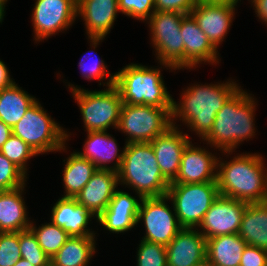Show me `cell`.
Returning a JSON list of instances; mask_svg holds the SVG:
<instances>
[{
    "label": "cell",
    "instance_id": "83f0119b",
    "mask_svg": "<svg viewBox=\"0 0 267 266\" xmlns=\"http://www.w3.org/2000/svg\"><path fill=\"white\" fill-rule=\"evenodd\" d=\"M96 170V166L90 160L76 152L71 154L67 159L63 174L66 189L64 198H76Z\"/></svg>",
    "mask_w": 267,
    "mask_h": 266
},
{
    "label": "cell",
    "instance_id": "f546056e",
    "mask_svg": "<svg viewBox=\"0 0 267 266\" xmlns=\"http://www.w3.org/2000/svg\"><path fill=\"white\" fill-rule=\"evenodd\" d=\"M37 238V241L42 250L52 259L59 249L70 238L67 232L62 228L54 225L52 222L42 225L38 230L30 225L29 228Z\"/></svg>",
    "mask_w": 267,
    "mask_h": 266
},
{
    "label": "cell",
    "instance_id": "bcb514c9",
    "mask_svg": "<svg viewBox=\"0 0 267 266\" xmlns=\"http://www.w3.org/2000/svg\"><path fill=\"white\" fill-rule=\"evenodd\" d=\"M7 0H0V5H2L4 7V4Z\"/></svg>",
    "mask_w": 267,
    "mask_h": 266
},
{
    "label": "cell",
    "instance_id": "9c48e42d",
    "mask_svg": "<svg viewBox=\"0 0 267 266\" xmlns=\"http://www.w3.org/2000/svg\"><path fill=\"white\" fill-rule=\"evenodd\" d=\"M172 108L123 103L118 128L129 134L127 143H146L163 134L171 122Z\"/></svg>",
    "mask_w": 267,
    "mask_h": 266
},
{
    "label": "cell",
    "instance_id": "f35d334b",
    "mask_svg": "<svg viewBox=\"0 0 267 266\" xmlns=\"http://www.w3.org/2000/svg\"><path fill=\"white\" fill-rule=\"evenodd\" d=\"M92 64H93L92 66L91 65L85 66L83 60L79 62V65L83 69V75L87 79L98 78L99 80H101L106 74V71H105L106 67L103 61L93 62Z\"/></svg>",
    "mask_w": 267,
    "mask_h": 266
},
{
    "label": "cell",
    "instance_id": "484cf974",
    "mask_svg": "<svg viewBox=\"0 0 267 266\" xmlns=\"http://www.w3.org/2000/svg\"><path fill=\"white\" fill-rule=\"evenodd\" d=\"M117 144L115 140L105 131H89L88 139L85 143L83 153H78L80 156L90 160L97 169H108L107 166L102 165L103 163L114 160L116 156L117 162L114 171H118L121 166L123 159V153L118 155Z\"/></svg>",
    "mask_w": 267,
    "mask_h": 266
},
{
    "label": "cell",
    "instance_id": "d6986e66",
    "mask_svg": "<svg viewBox=\"0 0 267 266\" xmlns=\"http://www.w3.org/2000/svg\"><path fill=\"white\" fill-rule=\"evenodd\" d=\"M118 10V0H77V13L83 15L95 46L111 29Z\"/></svg>",
    "mask_w": 267,
    "mask_h": 266
},
{
    "label": "cell",
    "instance_id": "74e56055",
    "mask_svg": "<svg viewBox=\"0 0 267 266\" xmlns=\"http://www.w3.org/2000/svg\"><path fill=\"white\" fill-rule=\"evenodd\" d=\"M240 266H267V250L247 245L243 250Z\"/></svg>",
    "mask_w": 267,
    "mask_h": 266
},
{
    "label": "cell",
    "instance_id": "7c38bea8",
    "mask_svg": "<svg viewBox=\"0 0 267 266\" xmlns=\"http://www.w3.org/2000/svg\"><path fill=\"white\" fill-rule=\"evenodd\" d=\"M247 202L219 195L204 215L200 227L206 240L239 233Z\"/></svg>",
    "mask_w": 267,
    "mask_h": 266
},
{
    "label": "cell",
    "instance_id": "603a6c76",
    "mask_svg": "<svg viewBox=\"0 0 267 266\" xmlns=\"http://www.w3.org/2000/svg\"><path fill=\"white\" fill-rule=\"evenodd\" d=\"M247 246L239 234L221 235L207 239L206 264L208 266H240Z\"/></svg>",
    "mask_w": 267,
    "mask_h": 266
},
{
    "label": "cell",
    "instance_id": "5b68a950",
    "mask_svg": "<svg viewBox=\"0 0 267 266\" xmlns=\"http://www.w3.org/2000/svg\"><path fill=\"white\" fill-rule=\"evenodd\" d=\"M115 87L123 103L172 108L173 99L164 86L159 70L132 64L115 74Z\"/></svg>",
    "mask_w": 267,
    "mask_h": 266
},
{
    "label": "cell",
    "instance_id": "5bb4252c",
    "mask_svg": "<svg viewBox=\"0 0 267 266\" xmlns=\"http://www.w3.org/2000/svg\"><path fill=\"white\" fill-rule=\"evenodd\" d=\"M235 5L229 2H205L199 0L189 13L215 48L227 34Z\"/></svg>",
    "mask_w": 267,
    "mask_h": 266
},
{
    "label": "cell",
    "instance_id": "6da1fadb",
    "mask_svg": "<svg viewBox=\"0 0 267 266\" xmlns=\"http://www.w3.org/2000/svg\"><path fill=\"white\" fill-rule=\"evenodd\" d=\"M219 166L221 171L216 173L219 195L247 203L267 201V173H263L262 157L241 155Z\"/></svg>",
    "mask_w": 267,
    "mask_h": 266
},
{
    "label": "cell",
    "instance_id": "e0dca14e",
    "mask_svg": "<svg viewBox=\"0 0 267 266\" xmlns=\"http://www.w3.org/2000/svg\"><path fill=\"white\" fill-rule=\"evenodd\" d=\"M176 130L173 125L163 134L151 141L159 168L163 176L171 183L177 176L181 157L185 147L190 143L187 135Z\"/></svg>",
    "mask_w": 267,
    "mask_h": 266
},
{
    "label": "cell",
    "instance_id": "836d02e7",
    "mask_svg": "<svg viewBox=\"0 0 267 266\" xmlns=\"http://www.w3.org/2000/svg\"><path fill=\"white\" fill-rule=\"evenodd\" d=\"M19 259V232H0V266H14Z\"/></svg>",
    "mask_w": 267,
    "mask_h": 266
},
{
    "label": "cell",
    "instance_id": "7402d4cb",
    "mask_svg": "<svg viewBox=\"0 0 267 266\" xmlns=\"http://www.w3.org/2000/svg\"><path fill=\"white\" fill-rule=\"evenodd\" d=\"M94 215L75 198L62 197L52 208V223L62 228L70 237H93L85 229Z\"/></svg>",
    "mask_w": 267,
    "mask_h": 266
},
{
    "label": "cell",
    "instance_id": "8992f818",
    "mask_svg": "<svg viewBox=\"0 0 267 266\" xmlns=\"http://www.w3.org/2000/svg\"><path fill=\"white\" fill-rule=\"evenodd\" d=\"M114 83L115 74L110 75L107 90L90 92L71 87L88 132L106 131L110 125L118 128L123 102Z\"/></svg>",
    "mask_w": 267,
    "mask_h": 266
},
{
    "label": "cell",
    "instance_id": "b9f144b4",
    "mask_svg": "<svg viewBox=\"0 0 267 266\" xmlns=\"http://www.w3.org/2000/svg\"><path fill=\"white\" fill-rule=\"evenodd\" d=\"M12 135V128L0 120V149Z\"/></svg>",
    "mask_w": 267,
    "mask_h": 266
},
{
    "label": "cell",
    "instance_id": "f1b7e54d",
    "mask_svg": "<svg viewBox=\"0 0 267 266\" xmlns=\"http://www.w3.org/2000/svg\"><path fill=\"white\" fill-rule=\"evenodd\" d=\"M93 237H70L51 259V266H86L95 252Z\"/></svg>",
    "mask_w": 267,
    "mask_h": 266
},
{
    "label": "cell",
    "instance_id": "ffe728a7",
    "mask_svg": "<svg viewBox=\"0 0 267 266\" xmlns=\"http://www.w3.org/2000/svg\"><path fill=\"white\" fill-rule=\"evenodd\" d=\"M140 203L126 192L115 191L107 208L97 218L112 232H124L137 224Z\"/></svg>",
    "mask_w": 267,
    "mask_h": 266
},
{
    "label": "cell",
    "instance_id": "60d3db41",
    "mask_svg": "<svg viewBox=\"0 0 267 266\" xmlns=\"http://www.w3.org/2000/svg\"><path fill=\"white\" fill-rule=\"evenodd\" d=\"M258 16L267 23V0H253Z\"/></svg>",
    "mask_w": 267,
    "mask_h": 266
},
{
    "label": "cell",
    "instance_id": "44dd1931",
    "mask_svg": "<svg viewBox=\"0 0 267 266\" xmlns=\"http://www.w3.org/2000/svg\"><path fill=\"white\" fill-rule=\"evenodd\" d=\"M184 42V66L192 67L200 61L215 62L216 48L200 29L195 19L187 14L180 26Z\"/></svg>",
    "mask_w": 267,
    "mask_h": 266
},
{
    "label": "cell",
    "instance_id": "4fadbf2b",
    "mask_svg": "<svg viewBox=\"0 0 267 266\" xmlns=\"http://www.w3.org/2000/svg\"><path fill=\"white\" fill-rule=\"evenodd\" d=\"M76 14L77 0H37L32 20L36 40L67 28Z\"/></svg>",
    "mask_w": 267,
    "mask_h": 266
},
{
    "label": "cell",
    "instance_id": "4dcf8cb0",
    "mask_svg": "<svg viewBox=\"0 0 267 266\" xmlns=\"http://www.w3.org/2000/svg\"><path fill=\"white\" fill-rule=\"evenodd\" d=\"M19 245L21 258L33 266H51L50 257L42 250L36 236L30 229L19 232Z\"/></svg>",
    "mask_w": 267,
    "mask_h": 266
},
{
    "label": "cell",
    "instance_id": "4316f807",
    "mask_svg": "<svg viewBox=\"0 0 267 266\" xmlns=\"http://www.w3.org/2000/svg\"><path fill=\"white\" fill-rule=\"evenodd\" d=\"M36 102L17 85L0 91V120L13 128Z\"/></svg>",
    "mask_w": 267,
    "mask_h": 266
},
{
    "label": "cell",
    "instance_id": "d6a6232c",
    "mask_svg": "<svg viewBox=\"0 0 267 266\" xmlns=\"http://www.w3.org/2000/svg\"><path fill=\"white\" fill-rule=\"evenodd\" d=\"M25 174L0 152V191L24 188Z\"/></svg>",
    "mask_w": 267,
    "mask_h": 266
},
{
    "label": "cell",
    "instance_id": "1f68e13d",
    "mask_svg": "<svg viewBox=\"0 0 267 266\" xmlns=\"http://www.w3.org/2000/svg\"><path fill=\"white\" fill-rule=\"evenodd\" d=\"M0 152L15 164L24 174L25 162L37 153L24 141L15 135H11L3 144Z\"/></svg>",
    "mask_w": 267,
    "mask_h": 266
},
{
    "label": "cell",
    "instance_id": "7a4b0ae2",
    "mask_svg": "<svg viewBox=\"0 0 267 266\" xmlns=\"http://www.w3.org/2000/svg\"><path fill=\"white\" fill-rule=\"evenodd\" d=\"M117 174L137 190L140 199L167 195L170 182L163 176L150 142L127 143Z\"/></svg>",
    "mask_w": 267,
    "mask_h": 266
},
{
    "label": "cell",
    "instance_id": "8fae6325",
    "mask_svg": "<svg viewBox=\"0 0 267 266\" xmlns=\"http://www.w3.org/2000/svg\"><path fill=\"white\" fill-rule=\"evenodd\" d=\"M168 196L141 198L137 223L143 218L146 227V236L143 240L167 246L183 229L175 219L164 200Z\"/></svg>",
    "mask_w": 267,
    "mask_h": 266
},
{
    "label": "cell",
    "instance_id": "52a82bcc",
    "mask_svg": "<svg viewBox=\"0 0 267 266\" xmlns=\"http://www.w3.org/2000/svg\"><path fill=\"white\" fill-rule=\"evenodd\" d=\"M168 199L173 201L176 219L182 228L200 225L204 215L219 196L217 182L170 184Z\"/></svg>",
    "mask_w": 267,
    "mask_h": 266
},
{
    "label": "cell",
    "instance_id": "cb8c5ba5",
    "mask_svg": "<svg viewBox=\"0 0 267 266\" xmlns=\"http://www.w3.org/2000/svg\"><path fill=\"white\" fill-rule=\"evenodd\" d=\"M238 234L247 245L267 250V201L248 203Z\"/></svg>",
    "mask_w": 267,
    "mask_h": 266
},
{
    "label": "cell",
    "instance_id": "8d00e7d4",
    "mask_svg": "<svg viewBox=\"0 0 267 266\" xmlns=\"http://www.w3.org/2000/svg\"><path fill=\"white\" fill-rule=\"evenodd\" d=\"M199 0H154V9L152 12H179L189 14L196 6Z\"/></svg>",
    "mask_w": 267,
    "mask_h": 266
},
{
    "label": "cell",
    "instance_id": "ab89813d",
    "mask_svg": "<svg viewBox=\"0 0 267 266\" xmlns=\"http://www.w3.org/2000/svg\"><path fill=\"white\" fill-rule=\"evenodd\" d=\"M15 83L10 79L5 64L0 61V91L13 86Z\"/></svg>",
    "mask_w": 267,
    "mask_h": 266
},
{
    "label": "cell",
    "instance_id": "277c9868",
    "mask_svg": "<svg viewBox=\"0 0 267 266\" xmlns=\"http://www.w3.org/2000/svg\"><path fill=\"white\" fill-rule=\"evenodd\" d=\"M237 89L217 112L213 127L204 140L230 152L240 141L250 138L253 130L252 97Z\"/></svg>",
    "mask_w": 267,
    "mask_h": 266
},
{
    "label": "cell",
    "instance_id": "f6af8a7d",
    "mask_svg": "<svg viewBox=\"0 0 267 266\" xmlns=\"http://www.w3.org/2000/svg\"><path fill=\"white\" fill-rule=\"evenodd\" d=\"M4 12V7L2 5H0V21H2V18H3V13Z\"/></svg>",
    "mask_w": 267,
    "mask_h": 266
},
{
    "label": "cell",
    "instance_id": "30bf717a",
    "mask_svg": "<svg viewBox=\"0 0 267 266\" xmlns=\"http://www.w3.org/2000/svg\"><path fill=\"white\" fill-rule=\"evenodd\" d=\"M186 14L179 12H152L150 19L153 44L163 65L172 68L184 67V42L180 32Z\"/></svg>",
    "mask_w": 267,
    "mask_h": 266
},
{
    "label": "cell",
    "instance_id": "ba28073f",
    "mask_svg": "<svg viewBox=\"0 0 267 266\" xmlns=\"http://www.w3.org/2000/svg\"><path fill=\"white\" fill-rule=\"evenodd\" d=\"M50 118L36 101L12 128V134L26 142L37 154L63 149V141L68 135Z\"/></svg>",
    "mask_w": 267,
    "mask_h": 266
},
{
    "label": "cell",
    "instance_id": "d4e9b609",
    "mask_svg": "<svg viewBox=\"0 0 267 266\" xmlns=\"http://www.w3.org/2000/svg\"><path fill=\"white\" fill-rule=\"evenodd\" d=\"M20 190L23 188L0 191V232H21L30 228Z\"/></svg>",
    "mask_w": 267,
    "mask_h": 266
},
{
    "label": "cell",
    "instance_id": "e575fe53",
    "mask_svg": "<svg viewBox=\"0 0 267 266\" xmlns=\"http://www.w3.org/2000/svg\"><path fill=\"white\" fill-rule=\"evenodd\" d=\"M138 266H167L166 246L141 241L138 250Z\"/></svg>",
    "mask_w": 267,
    "mask_h": 266
},
{
    "label": "cell",
    "instance_id": "7bdbcfd3",
    "mask_svg": "<svg viewBox=\"0 0 267 266\" xmlns=\"http://www.w3.org/2000/svg\"><path fill=\"white\" fill-rule=\"evenodd\" d=\"M14 266H33V265L24 258H21L17 261V263Z\"/></svg>",
    "mask_w": 267,
    "mask_h": 266
},
{
    "label": "cell",
    "instance_id": "9a60e30c",
    "mask_svg": "<svg viewBox=\"0 0 267 266\" xmlns=\"http://www.w3.org/2000/svg\"><path fill=\"white\" fill-rule=\"evenodd\" d=\"M167 266L206 265L207 240L198 231L183 228L166 246Z\"/></svg>",
    "mask_w": 267,
    "mask_h": 266
},
{
    "label": "cell",
    "instance_id": "d590c367",
    "mask_svg": "<svg viewBox=\"0 0 267 266\" xmlns=\"http://www.w3.org/2000/svg\"><path fill=\"white\" fill-rule=\"evenodd\" d=\"M119 10L131 17L141 20L149 19L154 0H118Z\"/></svg>",
    "mask_w": 267,
    "mask_h": 266
},
{
    "label": "cell",
    "instance_id": "3957f363",
    "mask_svg": "<svg viewBox=\"0 0 267 266\" xmlns=\"http://www.w3.org/2000/svg\"><path fill=\"white\" fill-rule=\"evenodd\" d=\"M236 86L233 82H228L222 85L188 88L183 95L181 106L173 101L171 117L181 116L191 129L194 128L204 139L213 127L217 112L238 89Z\"/></svg>",
    "mask_w": 267,
    "mask_h": 266
},
{
    "label": "cell",
    "instance_id": "2e32d148",
    "mask_svg": "<svg viewBox=\"0 0 267 266\" xmlns=\"http://www.w3.org/2000/svg\"><path fill=\"white\" fill-rule=\"evenodd\" d=\"M118 181L117 172L110 167L97 169L75 199L98 218L112 199Z\"/></svg>",
    "mask_w": 267,
    "mask_h": 266
},
{
    "label": "cell",
    "instance_id": "ee69618b",
    "mask_svg": "<svg viewBox=\"0 0 267 266\" xmlns=\"http://www.w3.org/2000/svg\"><path fill=\"white\" fill-rule=\"evenodd\" d=\"M205 2H229V3H234L236 4L238 0H202Z\"/></svg>",
    "mask_w": 267,
    "mask_h": 266
},
{
    "label": "cell",
    "instance_id": "ac0fdd59",
    "mask_svg": "<svg viewBox=\"0 0 267 266\" xmlns=\"http://www.w3.org/2000/svg\"><path fill=\"white\" fill-rule=\"evenodd\" d=\"M217 159L201 148H194L190 143L185 147L176 178L170 184H196L217 182Z\"/></svg>",
    "mask_w": 267,
    "mask_h": 266
}]
</instances>
